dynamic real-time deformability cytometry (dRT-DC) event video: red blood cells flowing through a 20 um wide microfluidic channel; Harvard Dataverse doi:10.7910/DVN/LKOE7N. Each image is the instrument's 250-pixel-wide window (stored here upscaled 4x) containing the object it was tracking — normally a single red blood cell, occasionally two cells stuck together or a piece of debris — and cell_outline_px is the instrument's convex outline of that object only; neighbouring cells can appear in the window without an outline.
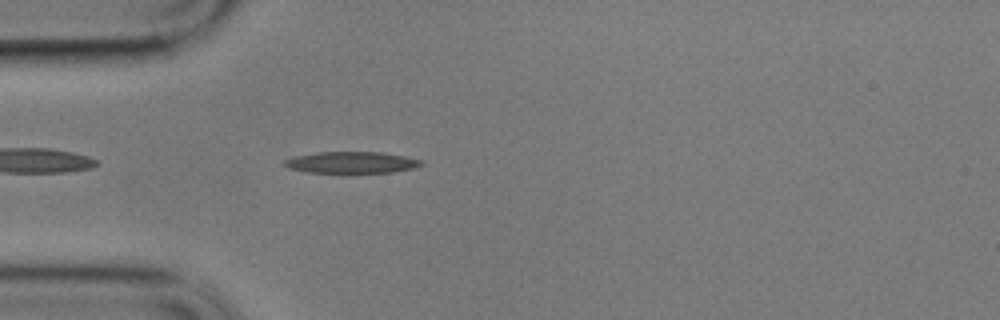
{"species": "common noctule bat (a hibernating species)", "species_latin": "Nyctalus noctula", "temperature_condition": "cold", "stored_images_in_passage": 46, "camera_frame_rate_fps": 3000, "um_per_image_px": 0.085, "animal": {"sex": "male", "body_mass_g": 17.9}, "frame": {"image": 1, "passage_image": 4, "time_ms": 1.0, "image_size_px": [1000, 320], "cell_outline_px": [[424, 164], [412, 168], [392, 172], [308, 172], [288, 168], [284, 164], [284, 160], [292, 156], [320, 152], [380, 152], [404, 156], [424, 160]], "centroid_in_image_um": [29.88, 13.8], "position_along_channel_um": 55.1, "area_um2": 16.99}}
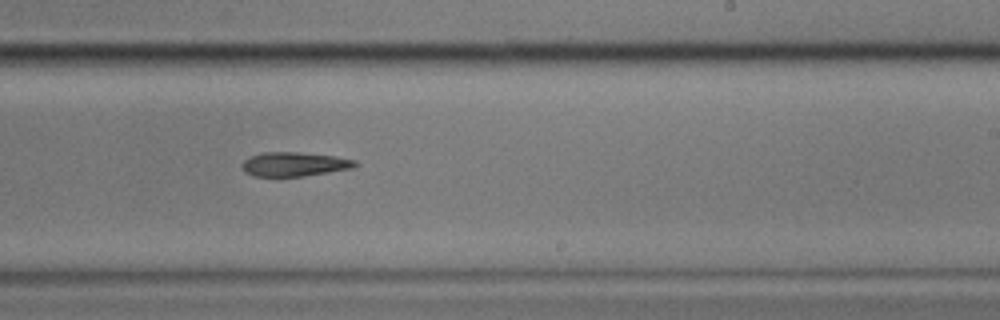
{"frame": {"image": 2, "passage_image": 23, "time_ms": 7.333, "image_size_px": [1000, 320], "cell_outline_px": [[360, 164], [352, 168], [304, 176], [252, 176], [244, 172], [240, 164], [248, 156], [264, 152], [300, 152], [336, 156], [356, 160]], "centroid_in_image_um": [24.99, 13.95], "position_along_channel_um": 264.0, "area_um2": 16.13}}
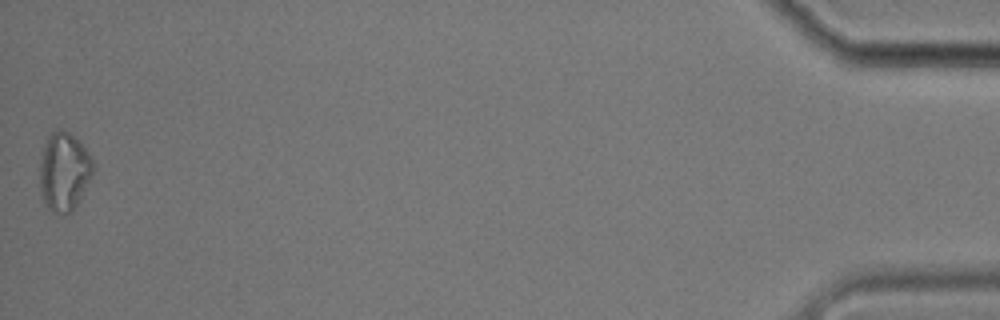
{"frame": {"image": 3, "passage_image": 46, "time_ms": 15.0, "image_size_px": [1000, 320], "cell_outline_px": [[92, 172], [80, 200], [72, 212], [52, 212], [48, 208], [44, 200], [40, 188], [40, 164], [44, 144], [48, 136], [52, 132], [60, 128], [68, 132], [88, 152], [92, 160]], "centroid_in_image_um": [5.42, 14.58], "position_along_channel_um": 429.8, "area_um2": 23.81}, "authors_computed_cell_mechanics": {"area_um2": 16.6464, "velocity_mm_per_s": 3.3986, "shape_relaxation_time_tau1_ms": null, "shape_relaxation_time_tau2_ms": 3.5176, "deformation_change_tau1": null, "deformation_change_tau2": 0.1351}}